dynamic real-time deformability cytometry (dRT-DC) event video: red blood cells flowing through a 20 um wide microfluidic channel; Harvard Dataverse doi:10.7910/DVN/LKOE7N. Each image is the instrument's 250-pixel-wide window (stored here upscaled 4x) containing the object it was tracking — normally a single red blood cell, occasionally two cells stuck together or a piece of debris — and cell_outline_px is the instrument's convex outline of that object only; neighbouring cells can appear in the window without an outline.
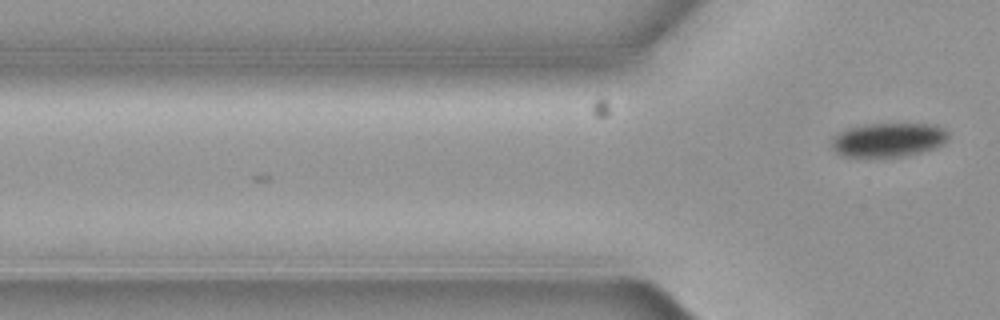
{"species": "common noctule bat (a hibernating species)", "species_latin": "Nyctalus noctula", "temperature_condition": "cold", "stored_images_in_passage": 2, "camera_frame_rate_fps": 3000, "um_per_image_px": 0.085, "animal": {"sex": "female", "body_mass_g": 19.3, "forearm_length_mm": 54.1}, "frame": {"image": 1, "passage_image": 2, "time_ms": 0.333, "image_size_px": [1000, 320], "cell_outline_px": [[948, 136], [944, 144], [920, 152], [900, 156], [840, 156], [832, 148], [832, 140], [840, 132], [848, 128], [864, 124], [932, 124], [944, 128], [948, 132]], "centroid_in_image_um": [75.51, 11.87], "position_along_channel_um": 50.3, "area_um2": 22.83}}